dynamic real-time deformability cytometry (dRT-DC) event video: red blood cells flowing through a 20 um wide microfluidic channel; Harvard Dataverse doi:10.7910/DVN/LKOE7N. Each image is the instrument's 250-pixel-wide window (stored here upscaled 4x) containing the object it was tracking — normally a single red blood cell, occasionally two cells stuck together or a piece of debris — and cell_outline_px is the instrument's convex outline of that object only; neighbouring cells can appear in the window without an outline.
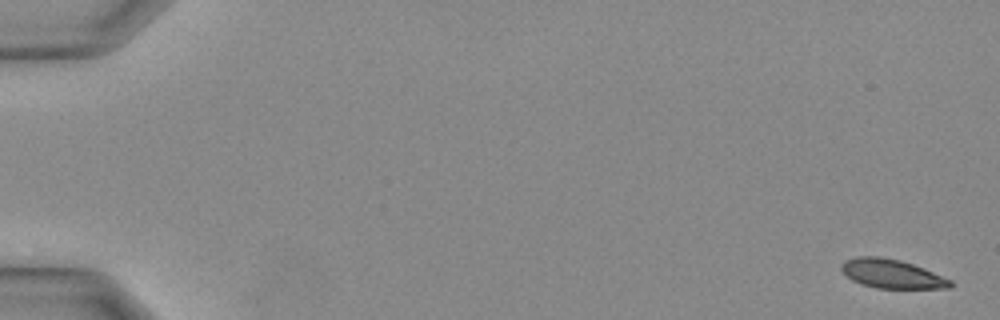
{"species": "Egyptian fruit bat (a non-hibernating species)", "species_latin": "Rousettus aegyptiacus", "temperature_condition": "warm", "stored_images_in_passage": 12, "camera_frame_rate_fps": 3000, "um_per_image_px": 0.085, "animal": {"sex": "female"}, "frame": {"image": 1, "passage_image": 1, "time_ms": 0.0, "image_size_px": [1000, 320], "cell_outline_px": [[952, 288], [876, 288], [852, 280], [840, 268], [840, 264], [844, 260], [856, 256], [880, 256], [900, 260], [924, 268], [952, 280]], "centroid_in_image_um": [75.8, 23.26], "position_along_channel_um": 9.2, "area_um2": 18.32}}
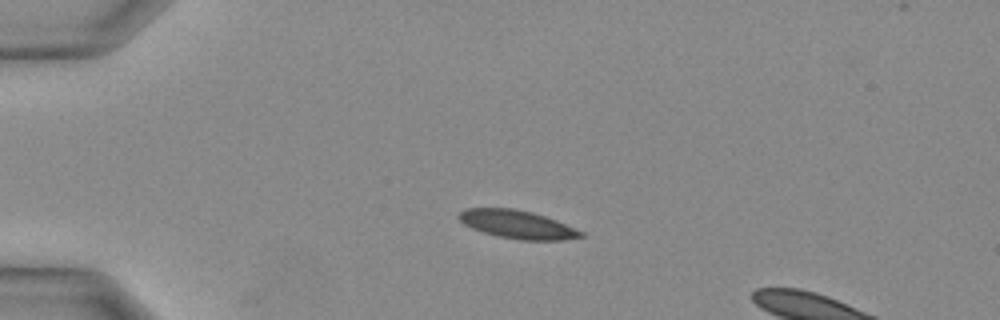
{"frame": {"image": 2, "passage_image": 9, "time_ms": 2.667, "image_size_px": [1000, 320], "cell_outline_px": [[584, 236], [564, 240], [520, 240], [500, 236], [484, 232], [472, 228], [464, 224], [456, 216], [464, 208], [516, 208], [532, 212], [556, 220], [584, 232]], "centroid_in_image_um": [43.97, 19.07], "position_along_channel_um": 41.0, "area_um2": 20.0}}